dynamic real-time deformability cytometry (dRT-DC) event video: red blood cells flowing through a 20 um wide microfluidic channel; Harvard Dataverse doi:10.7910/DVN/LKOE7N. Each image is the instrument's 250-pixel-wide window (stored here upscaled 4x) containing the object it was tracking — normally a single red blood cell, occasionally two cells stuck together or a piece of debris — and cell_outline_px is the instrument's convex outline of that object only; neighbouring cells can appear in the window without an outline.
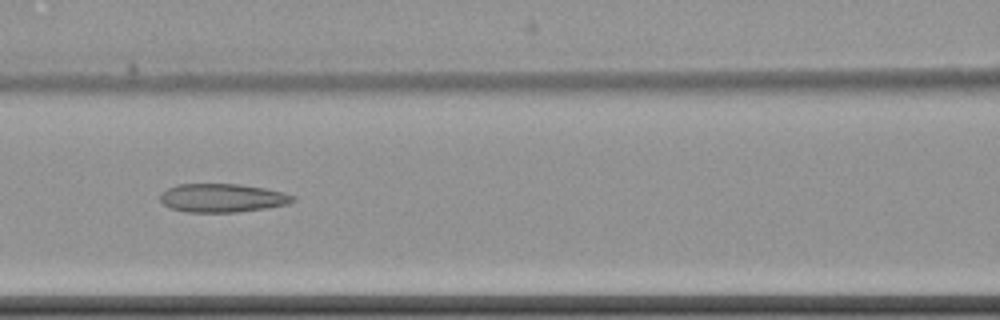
{"species": "common noctule bat (a hibernating species)", "species_latin": "Nyctalus noctula", "temperature_condition": "cold", "stored_images_in_passage": 9, "camera_frame_rate_fps": 3000, "um_per_image_px": 0.085, "animal": {"sex": "female", "body_mass_g": 22.7, "forearm_length_mm": 54.2}, "frame": {"image": 1, "passage_image": 6, "time_ms": 6.333, "image_size_px": [1000, 320], "cell_outline_px": [[296, 200], [288, 204], [264, 208], [236, 212], [188, 212], [168, 208], [160, 200], [160, 192], [176, 184], [240, 184], [264, 188], [284, 192], [296, 196]], "centroid_in_image_um": [18.88, 16.82], "position_along_channel_um": 147.7, "area_um2": 22.2}}
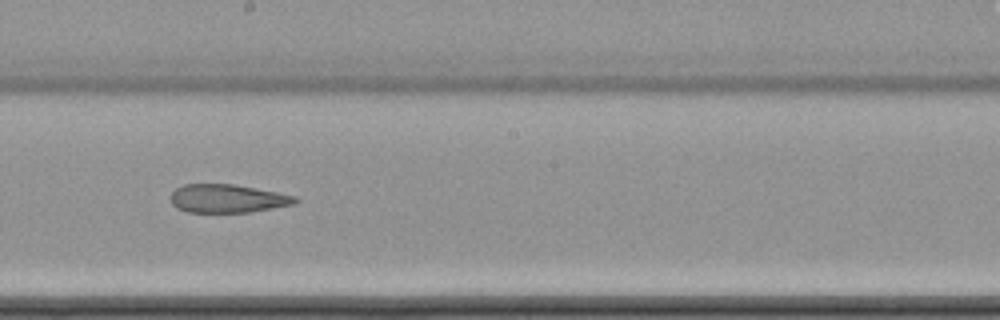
{"frame": {"image": 2, "passage_image": 8, "time_ms": 8.667, "image_size_px": [1000, 320], "cell_outline_px": [[300, 200], [296, 204], [248, 212], [188, 212], [176, 208], [172, 204], [172, 192], [176, 188], [184, 184], [232, 184], [256, 188], [296, 196]], "centroid_in_image_um": [19.35, 16.87], "position_along_channel_um": 228.8, "area_um2": 20.52}}
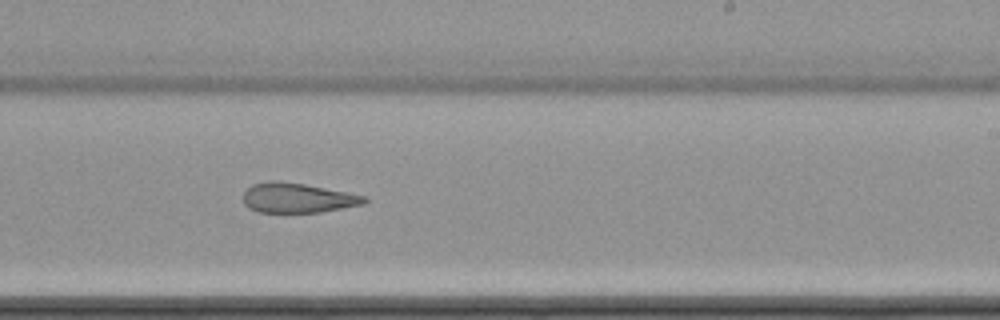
{"frame": {"image": 3, "passage_image": 9, "time_ms": 9.667, "image_size_px": [1000, 320], "cell_outline_px": [[368, 200], [364, 204], [320, 212], [256, 212], [248, 208], [244, 204], [244, 192], [252, 184], [268, 180], [272, 180], [304, 184], [368, 196]], "centroid_in_image_um": [25.28, 16.82], "position_along_channel_um": 263.7, "area_um2": 21.04}}